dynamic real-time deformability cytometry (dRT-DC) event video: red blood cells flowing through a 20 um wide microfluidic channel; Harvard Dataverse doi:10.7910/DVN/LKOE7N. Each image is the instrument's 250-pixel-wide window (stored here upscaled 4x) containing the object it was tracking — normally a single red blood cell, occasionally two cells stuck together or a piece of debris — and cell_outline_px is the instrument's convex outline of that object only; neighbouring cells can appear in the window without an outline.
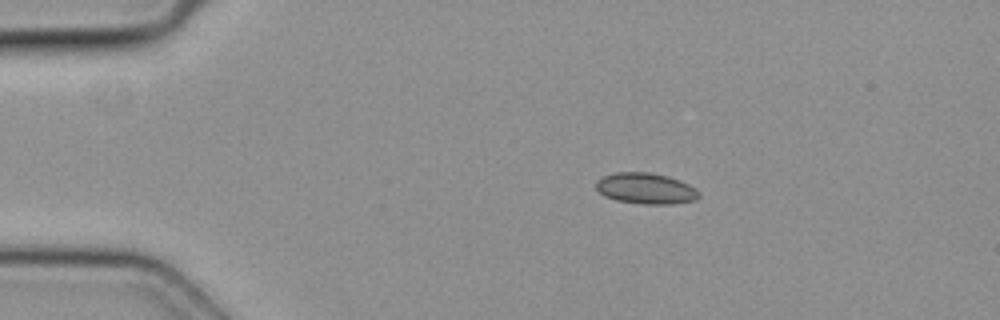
{"species": "common noctule bat (a hibernating species)", "species_latin": "Nyctalus noctula", "temperature_condition": "cold", "stored_images_in_passage": 4, "segment_of_instrument_passage": [1, 2], "camera_frame_rate_fps": 3000, "um_per_image_px": 0.085, "animal": {"sex": "female", "body_mass_g": 19.3, "forearm_length_mm": 54.1}, "frame": {"image": 1, "passage_image": 2, "time_ms": 0.333, "image_size_px": [1000, 320], "cell_outline_px": [[700, 196], [696, 200], [672, 204], [640, 204], [616, 200], [604, 196], [596, 188], [596, 180], [604, 176], [616, 172], [648, 172], [668, 176], [680, 180], [688, 184], [700, 192]], "centroid_in_image_um": [54.9, 16.02], "position_along_channel_um": 30.1, "area_um2": 18.67}}